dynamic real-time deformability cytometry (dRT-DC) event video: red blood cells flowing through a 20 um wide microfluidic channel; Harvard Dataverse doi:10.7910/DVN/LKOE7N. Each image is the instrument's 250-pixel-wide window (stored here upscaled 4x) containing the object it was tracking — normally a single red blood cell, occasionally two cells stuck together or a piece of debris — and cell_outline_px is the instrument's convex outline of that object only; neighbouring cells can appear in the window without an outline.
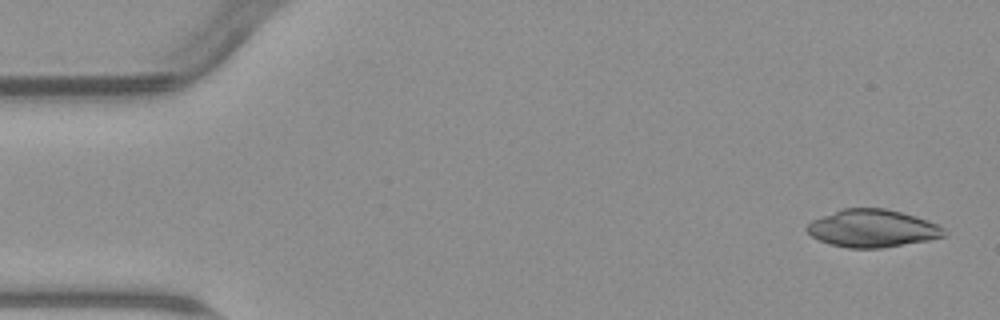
{"species": "common noctule bat (a hibernating species)", "species_latin": "Nyctalus noctula", "temperature_condition": "warm", "stored_images_in_passage": 4, "camera_frame_rate_fps": 3000, "um_per_image_px": 0.085, "animal": {"sex": "male", "body_mass_g": 23.1, "forearm_length_mm": 52.7}, "frame": {"image": 1, "passage_image": 1, "time_ms": 0.0, "image_size_px": [1000, 320], "cell_outline_px": [[944, 236], [928, 240], [884, 248], [848, 248], [828, 244], [812, 236], [804, 228], [812, 220], [844, 208], [884, 208], [916, 216], [936, 224], [944, 228]], "centroid_in_image_um": [74.13, 19.42], "position_along_channel_um": 10.9, "area_um2": 29.88}}